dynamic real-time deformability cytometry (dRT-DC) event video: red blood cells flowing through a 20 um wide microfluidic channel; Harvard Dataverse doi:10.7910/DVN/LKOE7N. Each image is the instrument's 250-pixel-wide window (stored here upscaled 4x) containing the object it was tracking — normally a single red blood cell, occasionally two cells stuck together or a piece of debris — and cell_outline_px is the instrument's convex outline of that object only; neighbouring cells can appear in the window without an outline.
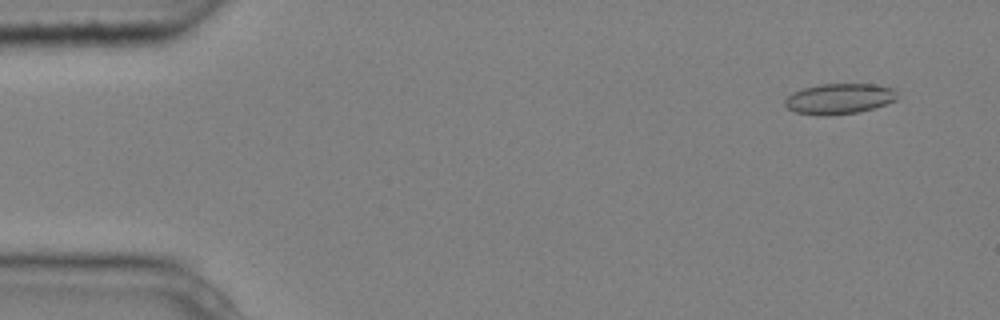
{"species": "common noctule bat (a hibernating species)", "species_latin": "Nyctalus noctula", "temperature_condition": "cold", "stored_images_in_passage": 4, "camera_frame_rate_fps": 3000, "um_per_image_px": 0.085, "animal": {"sex": "male", "body_mass_g": 20.4}, "frame": {"image": 1, "passage_image": 1, "time_ms": 0.0, "image_size_px": [1000, 320], "cell_outline_px": [[900, 96], [896, 100], [860, 112], [796, 112], [788, 108], [784, 104], [784, 100], [792, 92], [804, 88], [820, 84], [872, 84], [896, 88]], "centroid_in_image_um": [71.42, 8.32], "position_along_channel_um": 13.6, "area_um2": 19.19}}
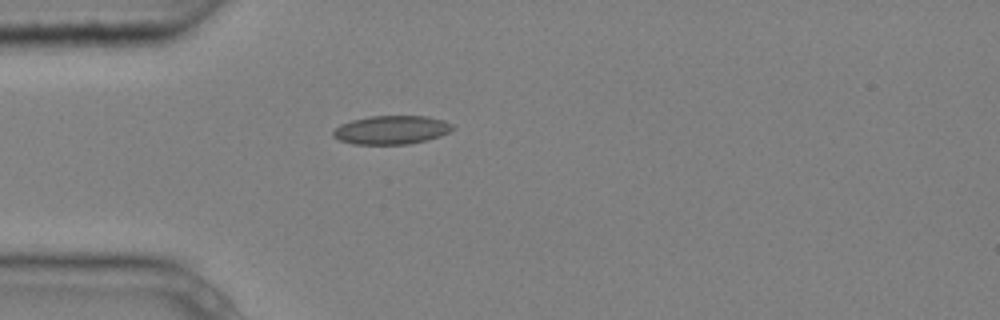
{"frame": {"image": 2, "passage_image": 4, "time_ms": 1.0, "image_size_px": [1000, 320], "cell_outline_px": [[456, 128], [440, 136], [428, 140], [408, 144], [352, 144], [340, 140], [332, 136], [332, 132], [340, 124], [352, 120], [368, 116], [428, 116], [444, 120], [452, 124]], "centroid_in_image_um": [33.28, 11.04], "position_along_channel_um": 51.7, "area_um2": 20.06}}